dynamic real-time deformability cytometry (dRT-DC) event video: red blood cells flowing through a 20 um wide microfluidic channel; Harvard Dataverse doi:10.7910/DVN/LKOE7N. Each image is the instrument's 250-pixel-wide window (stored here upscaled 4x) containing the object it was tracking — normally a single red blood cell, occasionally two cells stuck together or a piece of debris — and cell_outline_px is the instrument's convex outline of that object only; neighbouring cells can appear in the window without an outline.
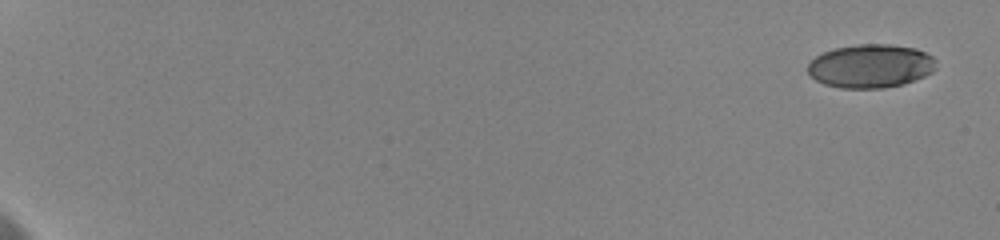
{"species": "human", "species_latin": "Homo sapiens", "temperature_condition": "cold", "stored_images_in_passage": 35, "camera_frame_rate_fps": 3000, "um_per_image_px": 0.085, "donor": {"sex": "female"}, "frame": {"image": 1, "passage_image": 1, "time_ms": 0.0, "image_size_px": [1000, 240], "cell_outline_px": [[936, 68], [932, 72], [924, 76], [900, 84], [884, 88], [840, 88], [824, 84], [816, 80], [808, 72], [808, 64], [816, 56], [832, 48], [860, 44], [888, 44], [916, 48], [932, 56], [936, 60]], "centroid_in_image_um": [74.0, 5.6], "position_along_channel_um": 11.0, "area_um2": 32.48}}
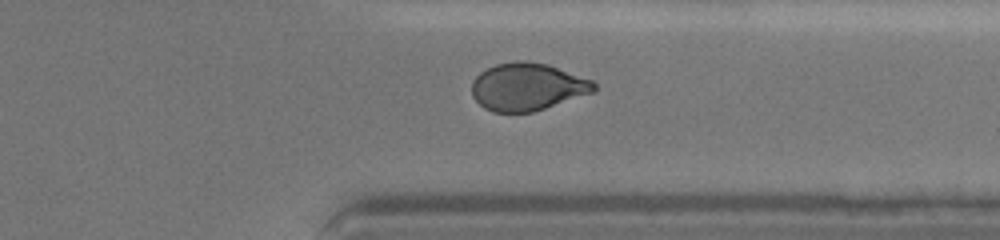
{"frame": {"image": 2, "passage_image": 30, "time_ms": 15.667, "image_size_px": [1000, 240], "cell_outline_px": [[596, 92], [532, 112], [492, 112], [484, 108], [472, 96], [472, 80], [480, 72], [496, 64], [516, 60], [524, 60], [548, 64], [592, 80], [596, 84]], "centroid_in_image_um": [44.83, 7.37], "position_along_channel_um": 366.6, "area_um2": 34.04}}
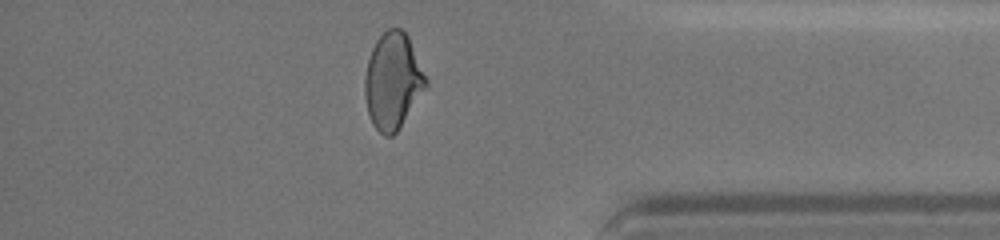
{"frame": {"image": 3, "passage_image": 32, "time_ms": 17.0, "image_size_px": [1000, 240], "cell_outline_px": [[428, 88], [396, 132], [392, 136], [384, 136], [372, 124], [368, 112], [364, 96], [364, 80], [368, 60], [372, 48], [376, 40], [388, 28], [400, 28], [408, 36], [428, 80]], "centroid_in_image_um": [33.4, 6.9], "position_along_channel_um": 401.8, "area_um2": 34.39}, "authors_computed_cell_mechanics": {"area_um2": 34.102, "velocity_mm_per_s": 3.6218, "shape_relaxation_time_tau1_ms": 3.9187, "shape_relaxation_time_tau2_ms": 1.842, "deformation_change_tau1": 0.1451, "deformation_change_tau2": 0.0634}}